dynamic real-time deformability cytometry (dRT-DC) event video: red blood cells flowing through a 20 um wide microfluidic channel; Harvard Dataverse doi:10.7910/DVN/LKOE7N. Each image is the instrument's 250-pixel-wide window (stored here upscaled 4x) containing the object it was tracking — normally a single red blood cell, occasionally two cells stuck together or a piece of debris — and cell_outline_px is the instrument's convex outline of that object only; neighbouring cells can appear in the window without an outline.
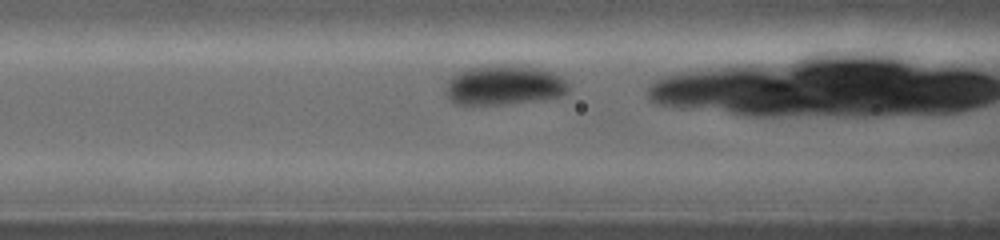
{"species": "common noctule bat (a hibernating species)", "species_latin": "Nyctalus noctula", "temperature_condition": "warm", "stored_images_in_passage": 16, "camera_frame_rate_fps": 5000, "um_per_image_px": 0.085, "animal": {"sex": "female", "body_mass_g": 19.0, "forearm_length_mm": 53.3}, "frame": {"image": 1, "passage_image": 3, "time_ms": 0.8, "image_size_px": [1000, 240], "cell_outline_px": [[568, 88], [560, 96], [500, 104], [452, 104], [448, 100], [448, 80], [452, 76], [468, 68], [488, 64], [524, 64], [552, 72], [568, 80]], "centroid_in_image_um": [42.84, 7.19], "position_along_channel_um": 123.8, "area_um2": 28.38}}
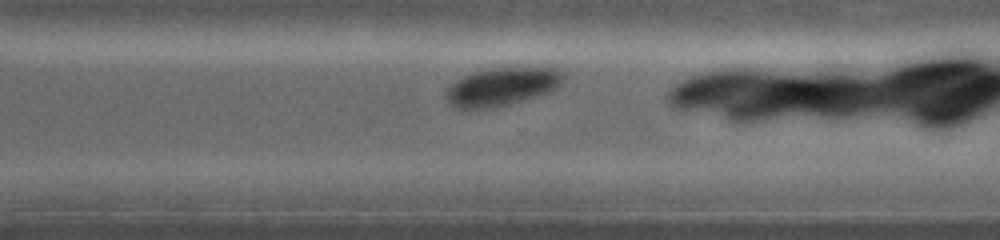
{"frame": {"image": 2, "passage_image": 12, "time_ms": 4.4, "image_size_px": [1000, 240], "cell_outline_px": [[568, 76], [556, 88], [548, 92], [524, 100], [492, 108], [456, 108], [444, 100], [444, 92], [456, 80], [472, 72], [492, 68], [560, 68]], "centroid_in_image_um": [42.67, 7.36], "position_along_channel_um": 327.9, "area_um2": 26.18}}
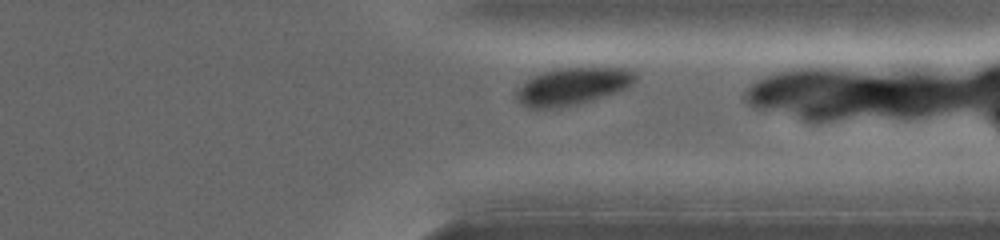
{"frame": {"image": 3, "passage_image": 14, "time_ms": 5.0, "image_size_px": [1000, 240], "cell_outline_px": [[636, 80], [628, 88], [580, 104], [560, 108], [528, 108], [520, 104], [516, 100], [516, 92], [528, 80], [544, 72], [560, 68], [628, 68], [636, 72]], "centroid_in_image_um": [48.71, 7.35], "position_along_channel_um": 362.7, "area_um2": 25.72}}